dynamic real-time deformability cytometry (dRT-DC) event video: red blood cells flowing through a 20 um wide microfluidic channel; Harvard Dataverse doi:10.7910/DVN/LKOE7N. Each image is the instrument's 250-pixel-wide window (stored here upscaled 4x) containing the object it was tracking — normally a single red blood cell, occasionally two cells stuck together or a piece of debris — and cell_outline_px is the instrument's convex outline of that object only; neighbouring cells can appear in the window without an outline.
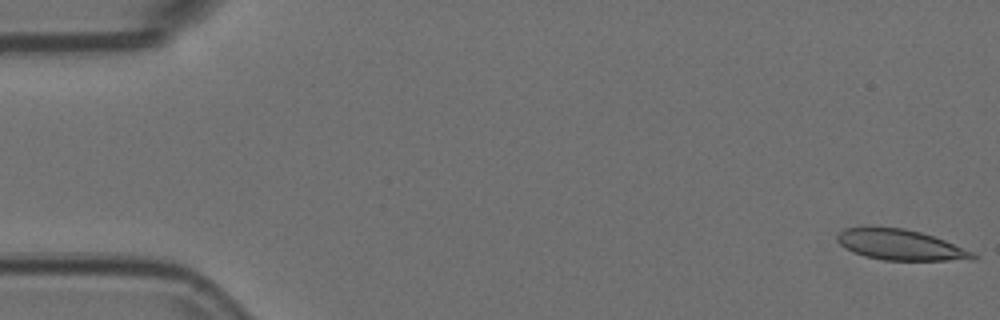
{"species": "Egyptian fruit bat (a non-hibernating species)", "species_latin": "Rousettus aegyptiacus", "temperature_condition": "room temperature", "stored_images_in_passage": 54, "camera_frame_rate_fps": 3000, "um_per_image_px": 0.085, "animal": {"sex": "female"}, "frame": {"image": 1, "passage_image": 1, "time_ms": 0.0, "image_size_px": [1000, 320], "cell_outline_px": [[980, 256], [976, 260], [884, 260], [864, 256], [852, 252], [844, 248], [836, 240], [836, 236], [844, 228], [904, 228], [920, 232], [944, 240], [972, 252]], "centroid_in_image_um": [76.54, 20.83], "position_along_channel_um": 8.5, "area_um2": 23.93}}
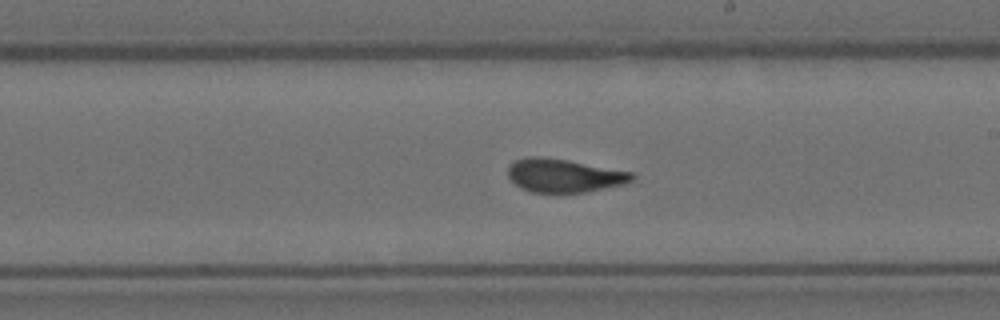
{"frame": {"image": 2, "passage_image": 31, "time_ms": 10.0, "image_size_px": [1000, 320], "cell_outline_px": [[636, 180], [624, 184], [584, 192], [560, 196], [532, 192], [520, 188], [508, 176], [508, 168], [516, 160], [528, 156], [540, 156], [568, 160], [632, 172], [636, 176]], "centroid_in_image_um": [47.95, 14.96], "position_along_channel_um": 241.0, "area_um2": 24.8}}
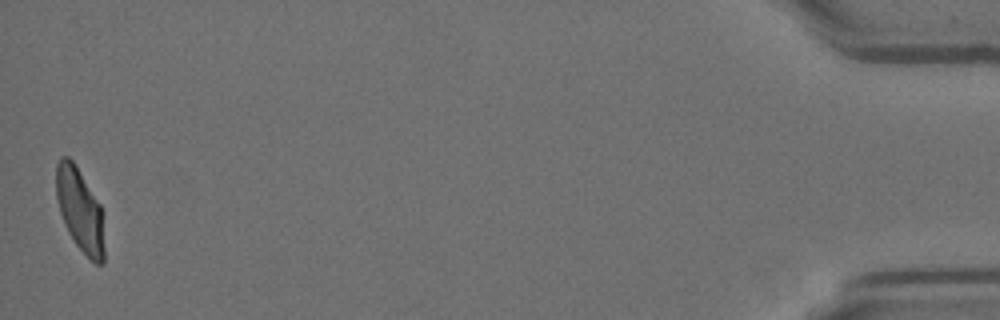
{"frame": {"image": 3, "passage_image": 54, "time_ms": 17.667, "image_size_px": [1000, 320], "cell_outline_px": [[104, 264], [96, 264], [76, 244], [68, 232], [64, 224], [60, 212], [56, 196], [56, 164], [60, 156], [68, 156], [76, 164], [100, 204], [104, 248]], "centroid_in_image_um": [6.77, 17.8], "position_along_channel_um": 428.4, "area_um2": 23.18}, "authors_computed_cell_mechanics": {"area_um2": 24.854, "velocity_mm_per_s": 3.6997, "shape_relaxation_time_tau1_ms": 4.9234, "shape_relaxation_time_tau2_ms": 1.071, "deformation_change_tau1": 0.1666, "deformation_change_tau2": 0.0681}}